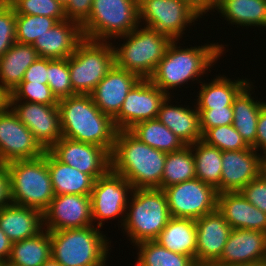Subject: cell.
Listing matches in <instances>:
<instances>
[{"mask_svg": "<svg viewBox=\"0 0 266 266\" xmlns=\"http://www.w3.org/2000/svg\"><path fill=\"white\" fill-rule=\"evenodd\" d=\"M62 137L104 147L110 154L118 129L91 95L76 94L58 100Z\"/></svg>", "mask_w": 266, "mask_h": 266, "instance_id": "6da1fadb", "label": "cell"}, {"mask_svg": "<svg viewBox=\"0 0 266 266\" xmlns=\"http://www.w3.org/2000/svg\"><path fill=\"white\" fill-rule=\"evenodd\" d=\"M166 154L141 142L129 130H118L110 154L111 170L128 180L133 189H161Z\"/></svg>", "mask_w": 266, "mask_h": 266, "instance_id": "7a4b0ae2", "label": "cell"}, {"mask_svg": "<svg viewBox=\"0 0 266 266\" xmlns=\"http://www.w3.org/2000/svg\"><path fill=\"white\" fill-rule=\"evenodd\" d=\"M172 40L168 45L163 58L159 61L150 81L161 91L170 95L169 90H174L188 81L198 80L207 74L214 62L223 55L224 45L210 43L190 48H180ZM210 66V67H209ZM186 82V83H185ZM175 87V88H174Z\"/></svg>", "mask_w": 266, "mask_h": 266, "instance_id": "3957f363", "label": "cell"}, {"mask_svg": "<svg viewBox=\"0 0 266 266\" xmlns=\"http://www.w3.org/2000/svg\"><path fill=\"white\" fill-rule=\"evenodd\" d=\"M94 225L51 231V256L62 266H104L109 242Z\"/></svg>", "mask_w": 266, "mask_h": 266, "instance_id": "277c9868", "label": "cell"}, {"mask_svg": "<svg viewBox=\"0 0 266 266\" xmlns=\"http://www.w3.org/2000/svg\"><path fill=\"white\" fill-rule=\"evenodd\" d=\"M131 196L122 230L135 246L142 241L155 240L171 215L165 192L160 188L133 189Z\"/></svg>", "mask_w": 266, "mask_h": 266, "instance_id": "5b68a950", "label": "cell"}, {"mask_svg": "<svg viewBox=\"0 0 266 266\" xmlns=\"http://www.w3.org/2000/svg\"><path fill=\"white\" fill-rule=\"evenodd\" d=\"M6 167L10 177L12 203L43 213L55 196L46 151L38 158L12 161Z\"/></svg>", "mask_w": 266, "mask_h": 266, "instance_id": "8992f818", "label": "cell"}, {"mask_svg": "<svg viewBox=\"0 0 266 266\" xmlns=\"http://www.w3.org/2000/svg\"><path fill=\"white\" fill-rule=\"evenodd\" d=\"M140 26L142 27L139 24L133 31L118 37L127 42L118 44V47L113 45L115 65L135 73L141 79H149L172 40L157 30Z\"/></svg>", "mask_w": 266, "mask_h": 266, "instance_id": "52a82bcc", "label": "cell"}, {"mask_svg": "<svg viewBox=\"0 0 266 266\" xmlns=\"http://www.w3.org/2000/svg\"><path fill=\"white\" fill-rule=\"evenodd\" d=\"M73 95H90L115 65L113 44L84 38L67 58Z\"/></svg>", "mask_w": 266, "mask_h": 266, "instance_id": "ba28073f", "label": "cell"}, {"mask_svg": "<svg viewBox=\"0 0 266 266\" xmlns=\"http://www.w3.org/2000/svg\"><path fill=\"white\" fill-rule=\"evenodd\" d=\"M139 25L138 4L132 0H93L88 20L81 26L83 37L112 41Z\"/></svg>", "mask_w": 266, "mask_h": 266, "instance_id": "9c48e42d", "label": "cell"}, {"mask_svg": "<svg viewBox=\"0 0 266 266\" xmlns=\"http://www.w3.org/2000/svg\"><path fill=\"white\" fill-rule=\"evenodd\" d=\"M138 10L139 24L143 21L145 27L177 41L185 34L186 26L204 15L188 0H142Z\"/></svg>", "mask_w": 266, "mask_h": 266, "instance_id": "30bf717a", "label": "cell"}, {"mask_svg": "<svg viewBox=\"0 0 266 266\" xmlns=\"http://www.w3.org/2000/svg\"><path fill=\"white\" fill-rule=\"evenodd\" d=\"M132 191L130 182L111 169L104 176L97 178L90 194L93 225L101 229L106 220L117 217L119 219L121 215L122 227ZM96 220L98 225L94 224Z\"/></svg>", "mask_w": 266, "mask_h": 266, "instance_id": "8fae6325", "label": "cell"}, {"mask_svg": "<svg viewBox=\"0 0 266 266\" xmlns=\"http://www.w3.org/2000/svg\"><path fill=\"white\" fill-rule=\"evenodd\" d=\"M171 217L199 219L217 209V190L193 178L163 189Z\"/></svg>", "mask_w": 266, "mask_h": 266, "instance_id": "7c38bea8", "label": "cell"}, {"mask_svg": "<svg viewBox=\"0 0 266 266\" xmlns=\"http://www.w3.org/2000/svg\"><path fill=\"white\" fill-rule=\"evenodd\" d=\"M9 107L45 151L62 138L58 105L9 100Z\"/></svg>", "mask_w": 266, "mask_h": 266, "instance_id": "4fadbf2b", "label": "cell"}, {"mask_svg": "<svg viewBox=\"0 0 266 266\" xmlns=\"http://www.w3.org/2000/svg\"><path fill=\"white\" fill-rule=\"evenodd\" d=\"M168 95L150 79H140L127 94L119 113L113 118L118 130H129L136 123L155 119Z\"/></svg>", "mask_w": 266, "mask_h": 266, "instance_id": "5bb4252c", "label": "cell"}, {"mask_svg": "<svg viewBox=\"0 0 266 266\" xmlns=\"http://www.w3.org/2000/svg\"><path fill=\"white\" fill-rule=\"evenodd\" d=\"M45 150L10 107L0 112V162L34 159Z\"/></svg>", "mask_w": 266, "mask_h": 266, "instance_id": "9a60e30c", "label": "cell"}, {"mask_svg": "<svg viewBox=\"0 0 266 266\" xmlns=\"http://www.w3.org/2000/svg\"><path fill=\"white\" fill-rule=\"evenodd\" d=\"M49 151L62 163L72 166L95 180L111 169L110 153L91 143L62 137Z\"/></svg>", "mask_w": 266, "mask_h": 266, "instance_id": "2e32d148", "label": "cell"}, {"mask_svg": "<svg viewBox=\"0 0 266 266\" xmlns=\"http://www.w3.org/2000/svg\"><path fill=\"white\" fill-rule=\"evenodd\" d=\"M43 225L49 232L93 225L90 195H55L43 212Z\"/></svg>", "mask_w": 266, "mask_h": 266, "instance_id": "e0dca14e", "label": "cell"}, {"mask_svg": "<svg viewBox=\"0 0 266 266\" xmlns=\"http://www.w3.org/2000/svg\"><path fill=\"white\" fill-rule=\"evenodd\" d=\"M212 266H266V233L232 229L221 257Z\"/></svg>", "mask_w": 266, "mask_h": 266, "instance_id": "ac0fdd59", "label": "cell"}, {"mask_svg": "<svg viewBox=\"0 0 266 266\" xmlns=\"http://www.w3.org/2000/svg\"><path fill=\"white\" fill-rule=\"evenodd\" d=\"M195 224L196 264L212 266L221 257L232 228L217 209L196 219Z\"/></svg>", "mask_w": 266, "mask_h": 266, "instance_id": "d6986e66", "label": "cell"}, {"mask_svg": "<svg viewBox=\"0 0 266 266\" xmlns=\"http://www.w3.org/2000/svg\"><path fill=\"white\" fill-rule=\"evenodd\" d=\"M140 79L135 73L114 65L90 95L104 114L114 118L119 113L127 94Z\"/></svg>", "mask_w": 266, "mask_h": 266, "instance_id": "ffe728a7", "label": "cell"}, {"mask_svg": "<svg viewBox=\"0 0 266 266\" xmlns=\"http://www.w3.org/2000/svg\"><path fill=\"white\" fill-rule=\"evenodd\" d=\"M254 148L222 151L220 193L241 191L259 177V155Z\"/></svg>", "mask_w": 266, "mask_h": 266, "instance_id": "44dd1931", "label": "cell"}, {"mask_svg": "<svg viewBox=\"0 0 266 266\" xmlns=\"http://www.w3.org/2000/svg\"><path fill=\"white\" fill-rule=\"evenodd\" d=\"M83 39L81 26L66 19L57 22L45 34L38 37L32 46L39 57L65 59L75 52L77 45Z\"/></svg>", "mask_w": 266, "mask_h": 266, "instance_id": "7402d4cb", "label": "cell"}, {"mask_svg": "<svg viewBox=\"0 0 266 266\" xmlns=\"http://www.w3.org/2000/svg\"><path fill=\"white\" fill-rule=\"evenodd\" d=\"M217 210L232 229L256 230L266 233V213L247 201L240 191L219 193Z\"/></svg>", "mask_w": 266, "mask_h": 266, "instance_id": "603a6c76", "label": "cell"}, {"mask_svg": "<svg viewBox=\"0 0 266 266\" xmlns=\"http://www.w3.org/2000/svg\"><path fill=\"white\" fill-rule=\"evenodd\" d=\"M170 96L172 95L167 96L162 102L157 119L179 137L185 145L202 140L200 113L197 107L194 106V109H190L189 105L185 107L183 104L174 106L170 103Z\"/></svg>", "mask_w": 266, "mask_h": 266, "instance_id": "cb8c5ba5", "label": "cell"}, {"mask_svg": "<svg viewBox=\"0 0 266 266\" xmlns=\"http://www.w3.org/2000/svg\"><path fill=\"white\" fill-rule=\"evenodd\" d=\"M0 228L12 242L35 237L44 230L43 213L11 203L0 209Z\"/></svg>", "mask_w": 266, "mask_h": 266, "instance_id": "d4e9b609", "label": "cell"}, {"mask_svg": "<svg viewBox=\"0 0 266 266\" xmlns=\"http://www.w3.org/2000/svg\"><path fill=\"white\" fill-rule=\"evenodd\" d=\"M46 161L55 195H90L95 179L70 165L60 162L49 150Z\"/></svg>", "mask_w": 266, "mask_h": 266, "instance_id": "484cf974", "label": "cell"}, {"mask_svg": "<svg viewBox=\"0 0 266 266\" xmlns=\"http://www.w3.org/2000/svg\"><path fill=\"white\" fill-rule=\"evenodd\" d=\"M252 86L254 85L249 82L235 97L232 104V125L242 136L245 143L256 150L257 122L259 113L266 102L255 101L253 96L251 97V89H254Z\"/></svg>", "mask_w": 266, "mask_h": 266, "instance_id": "4316f807", "label": "cell"}, {"mask_svg": "<svg viewBox=\"0 0 266 266\" xmlns=\"http://www.w3.org/2000/svg\"><path fill=\"white\" fill-rule=\"evenodd\" d=\"M214 8L231 25L266 28V0H213Z\"/></svg>", "mask_w": 266, "mask_h": 266, "instance_id": "83f0119b", "label": "cell"}, {"mask_svg": "<svg viewBox=\"0 0 266 266\" xmlns=\"http://www.w3.org/2000/svg\"><path fill=\"white\" fill-rule=\"evenodd\" d=\"M38 57L32 44L15 42L0 58V85L11 94L22 82L27 68Z\"/></svg>", "mask_w": 266, "mask_h": 266, "instance_id": "f1b7e54d", "label": "cell"}, {"mask_svg": "<svg viewBox=\"0 0 266 266\" xmlns=\"http://www.w3.org/2000/svg\"><path fill=\"white\" fill-rule=\"evenodd\" d=\"M155 241L169 251L192 257L196 262L197 231L194 219L171 217Z\"/></svg>", "mask_w": 266, "mask_h": 266, "instance_id": "f546056e", "label": "cell"}, {"mask_svg": "<svg viewBox=\"0 0 266 266\" xmlns=\"http://www.w3.org/2000/svg\"><path fill=\"white\" fill-rule=\"evenodd\" d=\"M209 83L201 82L195 102L197 109L232 107L235 97L250 82L245 79L231 80L225 75L215 76Z\"/></svg>", "mask_w": 266, "mask_h": 266, "instance_id": "4dcf8cb0", "label": "cell"}, {"mask_svg": "<svg viewBox=\"0 0 266 266\" xmlns=\"http://www.w3.org/2000/svg\"><path fill=\"white\" fill-rule=\"evenodd\" d=\"M51 254L50 233L44 229L35 237L13 242L6 266H42Z\"/></svg>", "mask_w": 266, "mask_h": 266, "instance_id": "1f68e13d", "label": "cell"}, {"mask_svg": "<svg viewBox=\"0 0 266 266\" xmlns=\"http://www.w3.org/2000/svg\"><path fill=\"white\" fill-rule=\"evenodd\" d=\"M129 131L141 142L166 153L181 150L186 146L157 118L138 122Z\"/></svg>", "mask_w": 266, "mask_h": 266, "instance_id": "d6a6232c", "label": "cell"}, {"mask_svg": "<svg viewBox=\"0 0 266 266\" xmlns=\"http://www.w3.org/2000/svg\"><path fill=\"white\" fill-rule=\"evenodd\" d=\"M195 161L196 179L213 186L220 193L222 151L199 140L190 145Z\"/></svg>", "mask_w": 266, "mask_h": 266, "instance_id": "836d02e7", "label": "cell"}, {"mask_svg": "<svg viewBox=\"0 0 266 266\" xmlns=\"http://www.w3.org/2000/svg\"><path fill=\"white\" fill-rule=\"evenodd\" d=\"M135 245L138 247L135 266H198L192 257L169 251L155 240Z\"/></svg>", "mask_w": 266, "mask_h": 266, "instance_id": "e575fe53", "label": "cell"}, {"mask_svg": "<svg viewBox=\"0 0 266 266\" xmlns=\"http://www.w3.org/2000/svg\"><path fill=\"white\" fill-rule=\"evenodd\" d=\"M196 178L195 161L190 145L166 154L161 189Z\"/></svg>", "mask_w": 266, "mask_h": 266, "instance_id": "d590c367", "label": "cell"}, {"mask_svg": "<svg viewBox=\"0 0 266 266\" xmlns=\"http://www.w3.org/2000/svg\"><path fill=\"white\" fill-rule=\"evenodd\" d=\"M58 21L42 15L16 14V42L33 44L34 41L51 29Z\"/></svg>", "mask_w": 266, "mask_h": 266, "instance_id": "8d00e7d4", "label": "cell"}, {"mask_svg": "<svg viewBox=\"0 0 266 266\" xmlns=\"http://www.w3.org/2000/svg\"><path fill=\"white\" fill-rule=\"evenodd\" d=\"M202 141L221 151H237L249 148L232 124L207 129L202 134Z\"/></svg>", "mask_w": 266, "mask_h": 266, "instance_id": "74e56055", "label": "cell"}, {"mask_svg": "<svg viewBox=\"0 0 266 266\" xmlns=\"http://www.w3.org/2000/svg\"><path fill=\"white\" fill-rule=\"evenodd\" d=\"M20 15H42L66 20L64 7L57 0H7Z\"/></svg>", "mask_w": 266, "mask_h": 266, "instance_id": "f35d334b", "label": "cell"}, {"mask_svg": "<svg viewBox=\"0 0 266 266\" xmlns=\"http://www.w3.org/2000/svg\"><path fill=\"white\" fill-rule=\"evenodd\" d=\"M48 85L52 93L59 100L73 96V88L70 82L68 60L48 59Z\"/></svg>", "mask_w": 266, "mask_h": 266, "instance_id": "ab89813d", "label": "cell"}, {"mask_svg": "<svg viewBox=\"0 0 266 266\" xmlns=\"http://www.w3.org/2000/svg\"><path fill=\"white\" fill-rule=\"evenodd\" d=\"M9 100H19L44 105H58V99L48 84L21 82L10 94Z\"/></svg>", "mask_w": 266, "mask_h": 266, "instance_id": "60d3db41", "label": "cell"}, {"mask_svg": "<svg viewBox=\"0 0 266 266\" xmlns=\"http://www.w3.org/2000/svg\"><path fill=\"white\" fill-rule=\"evenodd\" d=\"M16 12L13 6L6 1L0 6V58L16 42Z\"/></svg>", "mask_w": 266, "mask_h": 266, "instance_id": "b9f144b4", "label": "cell"}, {"mask_svg": "<svg viewBox=\"0 0 266 266\" xmlns=\"http://www.w3.org/2000/svg\"><path fill=\"white\" fill-rule=\"evenodd\" d=\"M200 113V128L202 134L207 130L222 125L233 124L232 107L197 109Z\"/></svg>", "mask_w": 266, "mask_h": 266, "instance_id": "7bdbcfd3", "label": "cell"}, {"mask_svg": "<svg viewBox=\"0 0 266 266\" xmlns=\"http://www.w3.org/2000/svg\"><path fill=\"white\" fill-rule=\"evenodd\" d=\"M240 192L247 201L266 213V182L264 180L257 177L251 180Z\"/></svg>", "mask_w": 266, "mask_h": 266, "instance_id": "ee69618b", "label": "cell"}, {"mask_svg": "<svg viewBox=\"0 0 266 266\" xmlns=\"http://www.w3.org/2000/svg\"><path fill=\"white\" fill-rule=\"evenodd\" d=\"M93 0H69L64 13L69 21L82 26L89 18Z\"/></svg>", "mask_w": 266, "mask_h": 266, "instance_id": "f6af8a7d", "label": "cell"}, {"mask_svg": "<svg viewBox=\"0 0 266 266\" xmlns=\"http://www.w3.org/2000/svg\"><path fill=\"white\" fill-rule=\"evenodd\" d=\"M48 58L38 57L25 71L22 82L48 84Z\"/></svg>", "mask_w": 266, "mask_h": 266, "instance_id": "bcb514c9", "label": "cell"}, {"mask_svg": "<svg viewBox=\"0 0 266 266\" xmlns=\"http://www.w3.org/2000/svg\"><path fill=\"white\" fill-rule=\"evenodd\" d=\"M11 203L10 177L6 164L0 162V209Z\"/></svg>", "mask_w": 266, "mask_h": 266, "instance_id": "7dc6e473", "label": "cell"}, {"mask_svg": "<svg viewBox=\"0 0 266 266\" xmlns=\"http://www.w3.org/2000/svg\"><path fill=\"white\" fill-rule=\"evenodd\" d=\"M258 149L266 152V105L261 109L257 122L256 151Z\"/></svg>", "mask_w": 266, "mask_h": 266, "instance_id": "c3c4849f", "label": "cell"}, {"mask_svg": "<svg viewBox=\"0 0 266 266\" xmlns=\"http://www.w3.org/2000/svg\"><path fill=\"white\" fill-rule=\"evenodd\" d=\"M13 242L5 235L0 228V265H6L10 258Z\"/></svg>", "mask_w": 266, "mask_h": 266, "instance_id": "681fc988", "label": "cell"}, {"mask_svg": "<svg viewBox=\"0 0 266 266\" xmlns=\"http://www.w3.org/2000/svg\"><path fill=\"white\" fill-rule=\"evenodd\" d=\"M191 2L204 16L207 12H209L213 0H188Z\"/></svg>", "mask_w": 266, "mask_h": 266, "instance_id": "f907efd6", "label": "cell"}, {"mask_svg": "<svg viewBox=\"0 0 266 266\" xmlns=\"http://www.w3.org/2000/svg\"><path fill=\"white\" fill-rule=\"evenodd\" d=\"M10 94L0 85V112L9 107Z\"/></svg>", "mask_w": 266, "mask_h": 266, "instance_id": "816d5d0a", "label": "cell"}, {"mask_svg": "<svg viewBox=\"0 0 266 266\" xmlns=\"http://www.w3.org/2000/svg\"><path fill=\"white\" fill-rule=\"evenodd\" d=\"M260 153L263 154H259V177L266 182V152Z\"/></svg>", "mask_w": 266, "mask_h": 266, "instance_id": "f5cc1de1", "label": "cell"}, {"mask_svg": "<svg viewBox=\"0 0 266 266\" xmlns=\"http://www.w3.org/2000/svg\"><path fill=\"white\" fill-rule=\"evenodd\" d=\"M42 266H62L52 256Z\"/></svg>", "mask_w": 266, "mask_h": 266, "instance_id": "db71d44e", "label": "cell"}, {"mask_svg": "<svg viewBox=\"0 0 266 266\" xmlns=\"http://www.w3.org/2000/svg\"><path fill=\"white\" fill-rule=\"evenodd\" d=\"M57 1L65 8L69 0H57Z\"/></svg>", "mask_w": 266, "mask_h": 266, "instance_id": "11a10c76", "label": "cell"}, {"mask_svg": "<svg viewBox=\"0 0 266 266\" xmlns=\"http://www.w3.org/2000/svg\"><path fill=\"white\" fill-rule=\"evenodd\" d=\"M132 1H134L138 5L142 2V0H132Z\"/></svg>", "mask_w": 266, "mask_h": 266, "instance_id": "9f6ffc18", "label": "cell"}, {"mask_svg": "<svg viewBox=\"0 0 266 266\" xmlns=\"http://www.w3.org/2000/svg\"><path fill=\"white\" fill-rule=\"evenodd\" d=\"M7 0H0V6H2Z\"/></svg>", "mask_w": 266, "mask_h": 266, "instance_id": "6f0895ef", "label": "cell"}]
</instances>
